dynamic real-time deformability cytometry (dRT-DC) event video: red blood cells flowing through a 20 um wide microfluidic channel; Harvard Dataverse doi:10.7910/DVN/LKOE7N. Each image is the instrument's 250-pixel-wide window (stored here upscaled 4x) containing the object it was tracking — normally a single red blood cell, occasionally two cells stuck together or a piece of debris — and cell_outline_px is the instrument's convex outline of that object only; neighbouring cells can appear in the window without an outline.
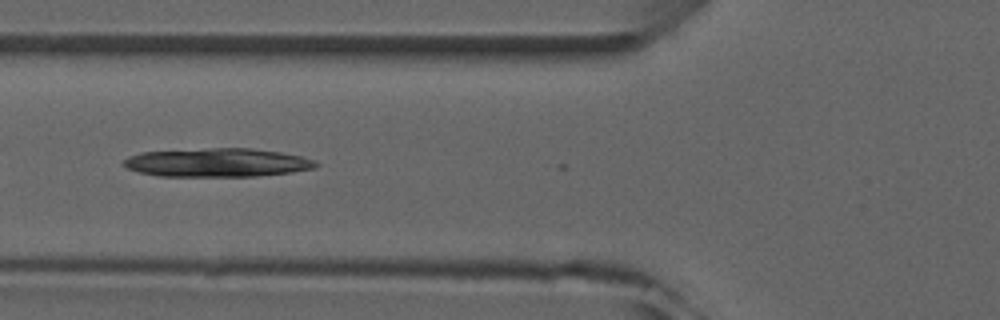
{"species": "common noctule bat (a hibernating species)", "species_latin": "Nyctalus noctula", "temperature_condition": "room temperature", "stored_images_in_passage": 5, "camera_frame_rate_fps": 3000, "um_per_image_px": 0.085, "animal": {"sex": "male", "forearm_length_mm": 52.5}, "frame": {"image": 1, "passage_image": 4, "time_ms": 3.667, "image_size_px": [1000, 320], "cell_outline_px": [[320, 164], [316, 168], [292, 172], [256, 176], [160, 176], [140, 172], [128, 168], [124, 164], [124, 160], [128, 156], [140, 152], [208, 148], [252, 148], [280, 152], [300, 156], [316, 160]], "centroid_in_image_um": [18.51, 13.81], "position_along_channel_um": 107.3, "area_um2": 32.08}}
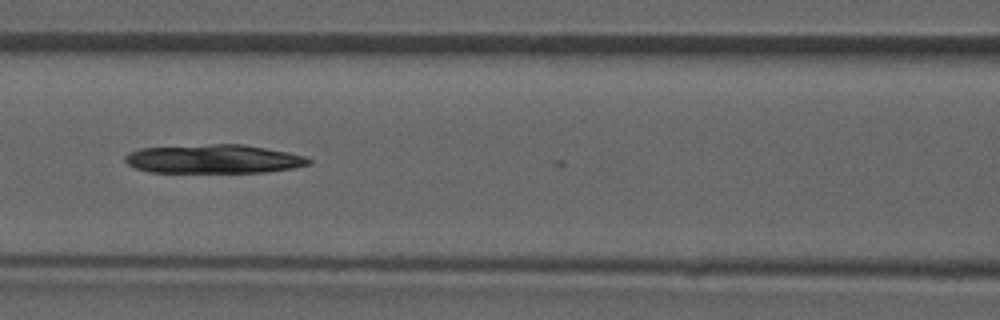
{"frame": {"image": 2, "passage_image": 5, "time_ms": 4.667, "image_size_px": [1000, 320], "cell_outline_px": [[312, 164], [292, 168], [264, 172], [148, 172], [136, 168], [128, 164], [124, 160], [124, 156], [128, 152], [140, 148], [208, 144], [244, 144], [288, 152], [308, 156], [312, 160]], "centroid_in_image_um": [18.18, 13.51], "position_along_channel_um": 148.4, "area_um2": 31.04}}